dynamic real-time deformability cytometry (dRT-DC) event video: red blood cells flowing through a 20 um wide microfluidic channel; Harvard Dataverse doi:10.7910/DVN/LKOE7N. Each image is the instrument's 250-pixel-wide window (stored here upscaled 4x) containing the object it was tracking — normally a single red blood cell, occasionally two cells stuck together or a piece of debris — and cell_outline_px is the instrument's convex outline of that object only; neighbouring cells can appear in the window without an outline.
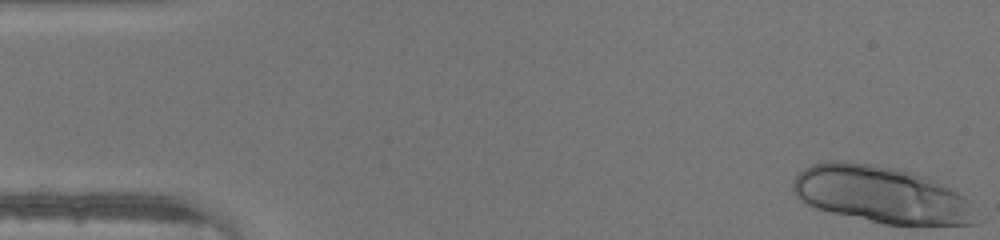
{"species": "human", "species_latin": "Homo sapiens", "temperature_condition": "warm", "stored_images_in_passage": 46, "segment_of_instrument_passage": [1, 2], "camera_frame_rate_fps": 3000, "um_per_image_px": 0.085, "donor": {"sex": "male"}, "frame": {"image": 1, "passage_image": 1, "time_ms": 0.0, "image_size_px": [1000, 240], "cell_outline_px": [[976, 224], [884, 224], [832, 212], [816, 208], [800, 200], [796, 196], [792, 188], [792, 180], [804, 168], [812, 164], [828, 160], [844, 160], [876, 164], [900, 168], [936, 180], [944, 184], [964, 196], [968, 200]], "centroid_in_image_um": [74.84, 16.5], "position_along_channel_um": 10.2, "area_um2": 60.57}}